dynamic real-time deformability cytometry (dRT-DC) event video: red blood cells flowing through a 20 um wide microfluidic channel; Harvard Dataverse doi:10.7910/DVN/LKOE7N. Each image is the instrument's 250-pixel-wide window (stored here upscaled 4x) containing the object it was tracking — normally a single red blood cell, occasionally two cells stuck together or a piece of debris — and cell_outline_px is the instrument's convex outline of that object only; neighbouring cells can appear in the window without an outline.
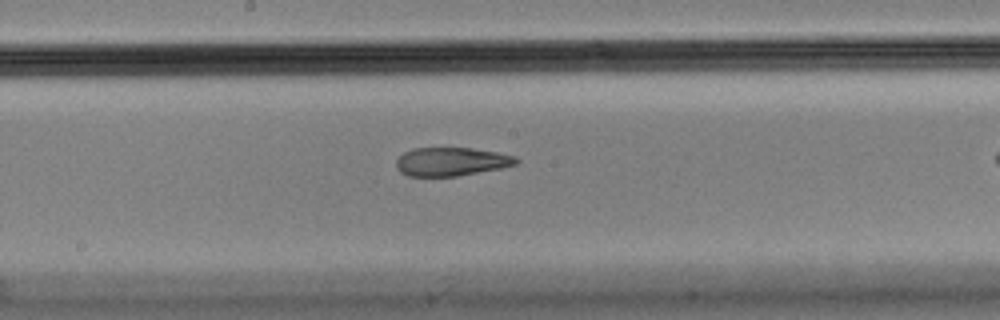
{"species": "Egyptian fruit bat (a non-hibernating species)", "species_latin": "Rousettus aegyptiacus", "temperature_condition": "cold", "stored_images_in_passage": 10, "segment_of_instrument_passage": [2, 2], "camera_frame_rate_fps": 3000, "um_per_image_px": 0.085, "animal": {"sex": "male"}, "frame": {"image": 1, "passage_image": 10, "time_ms": 3.0, "image_size_px": [1000, 320], "cell_outline_px": [[520, 160], [516, 164], [500, 168], [456, 176], [408, 176], [400, 172], [396, 168], [396, 160], [404, 152], [412, 148], [472, 148], [496, 152], [516, 156]], "centroid_in_image_um": [38.34, 13.73], "position_along_channel_um": 209.9, "area_um2": 19.88}}